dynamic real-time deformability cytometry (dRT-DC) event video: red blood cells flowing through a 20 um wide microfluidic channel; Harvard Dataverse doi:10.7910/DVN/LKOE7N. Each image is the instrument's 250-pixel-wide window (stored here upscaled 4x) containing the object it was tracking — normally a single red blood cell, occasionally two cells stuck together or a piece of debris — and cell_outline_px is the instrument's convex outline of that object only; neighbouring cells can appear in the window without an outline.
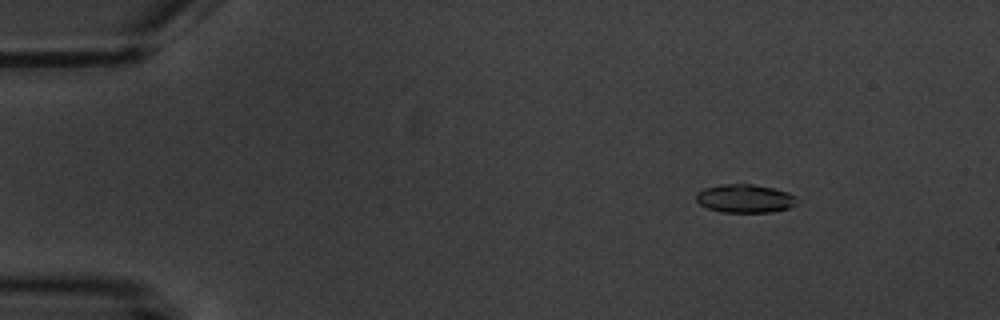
{"species": "common noctule bat (a hibernating species)", "species_latin": "Nyctalus noctula", "temperature_condition": "warm", "stored_images_in_passage": 5, "camera_frame_rate_fps": 3000, "um_per_image_px": 0.085, "animal": {"sex": "male", "body_mass_g": 20.1, "forearm_length_mm": 53.5}, "frame": {"image": 1, "passage_image": 2, "time_ms": 2.0, "image_size_px": [1000, 320], "cell_outline_px": [[800, 204], [788, 208], [772, 212], [720, 212], [708, 208], [700, 204], [696, 200], [696, 192], [704, 188], [724, 184], [752, 184], [772, 188], [788, 192], [796, 196], [800, 200]], "centroid_in_image_um": [63.37, 16.88], "position_along_channel_um": 21.6, "area_um2": 16.88}}
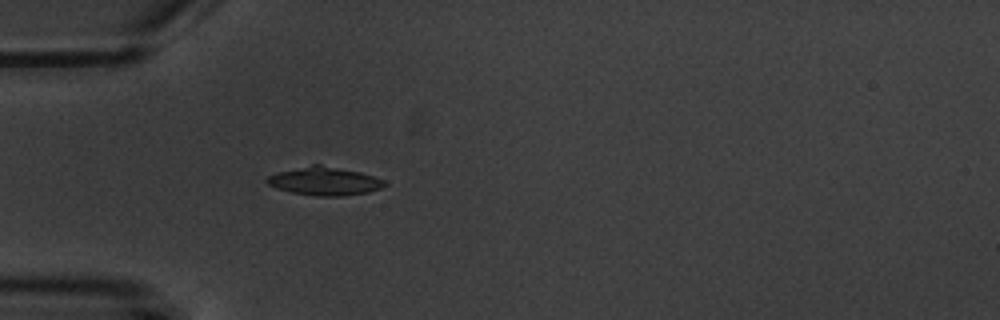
{"frame": {"image": 2, "passage_image": 5, "time_ms": 5.333, "image_size_px": [1000, 320], "cell_outline_px": [[388, 184], [380, 188], [368, 192], [340, 196], [316, 196], [292, 192], [276, 188], [268, 184], [264, 180], [268, 176], [276, 172], [312, 164], [320, 164], [360, 172], [384, 180]], "centroid_in_image_um": [27.55, 15.39], "position_along_channel_um": 57.4, "area_um2": 19.36}}